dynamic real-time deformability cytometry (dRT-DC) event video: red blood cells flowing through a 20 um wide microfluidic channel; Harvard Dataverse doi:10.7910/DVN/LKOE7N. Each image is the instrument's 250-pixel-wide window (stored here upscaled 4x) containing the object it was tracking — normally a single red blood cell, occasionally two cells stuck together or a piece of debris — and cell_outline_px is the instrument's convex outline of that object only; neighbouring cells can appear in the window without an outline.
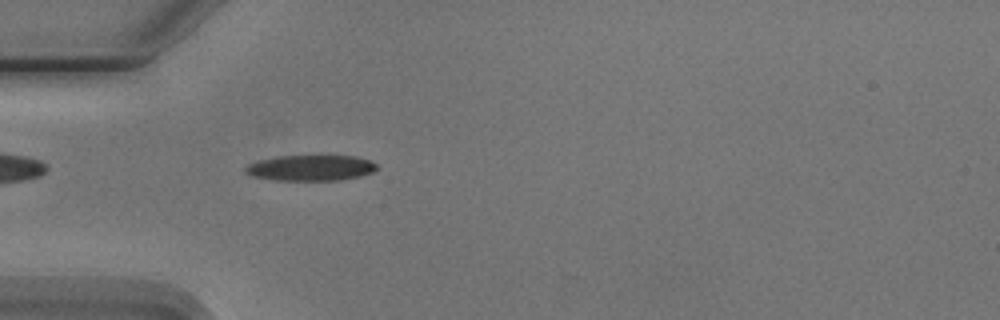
{"species": "Egyptian fruit bat (a non-hibernating species)", "species_latin": "Rousettus aegyptiacus", "temperature_condition": "cold", "stored_images_in_passage": 3, "camera_frame_rate_fps": 3000, "um_per_image_px": 0.085, "animal": {"sex": "male"}, "frame": {"image": 1, "passage_image": 3, "time_ms": 2.667, "image_size_px": [1000, 320], "cell_outline_px": [[380, 168], [372, 172], [360, 176], [340, 180], [276, 180], [252, 176], [244, 172], [244, 168], [248, 164], [260, 160], [280, 156], [356, 156], [368, 160], [376, 164]], "centroid_in_image_um": [26.42, 14.27], "position_along_channel_um": 58.6, "area_um2": 19.59}}